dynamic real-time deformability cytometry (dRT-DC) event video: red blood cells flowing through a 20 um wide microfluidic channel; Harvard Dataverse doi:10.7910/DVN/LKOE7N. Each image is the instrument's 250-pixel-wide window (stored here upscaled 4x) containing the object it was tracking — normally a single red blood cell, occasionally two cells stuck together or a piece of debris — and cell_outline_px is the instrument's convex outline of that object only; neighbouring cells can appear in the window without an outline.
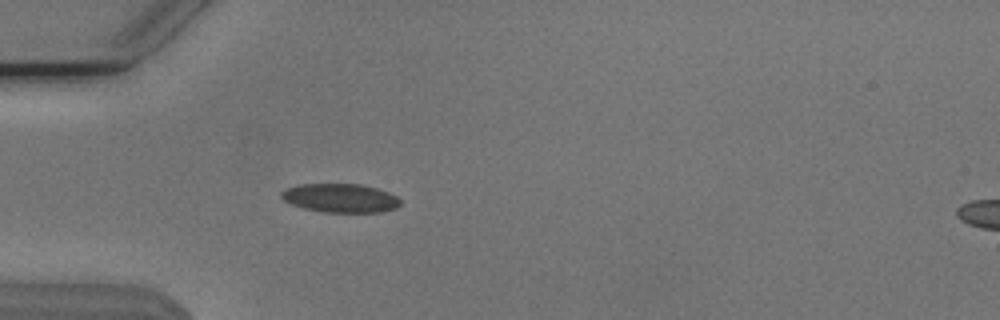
{"species": "Egyptian fruit bat (a non-hibernating species)", "species_latin": "Rousettus aegyptiacus", "temperature_condition": "cold", "stored_images_in_passage": 39, "camera_frame_rate_fps": 3000, "um_per_image_px": 0.085, "animal": {"sex": "male"}, "frame": {"image": 1, "passage_image": 1, "time_ms": 0.0, "image_size_px": [1000, 320], "cell_outline_px": [[400, 204], [396, 208], [380, 212], [324, 212], [304, 208], [292, 204], [284, 200], [280, 196], [280, 192], [288, 188], [300, 184], [360, 184], [376, 188], [388, 192], [396, 196], [400, 200]], "centroid_in_image_um": [28.93, 16.83], "position_along_channel_um": 56.1, "area_um2": 19.83}}
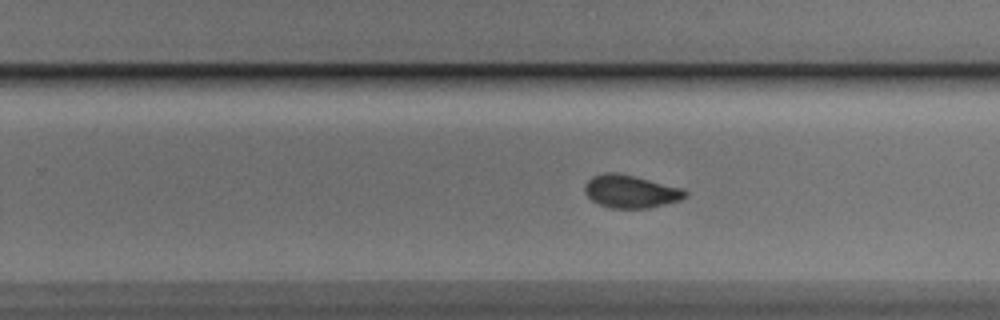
{"frame": {"image": 2, "passage_image": 19, "time_ms": 6.0, "image_size_px": [1000, 320], "cell_outline_px": [[688, 196], [680, 200], [648, 208], [608, 208], [592, 200], [588, 196], [584, 188], [584, 184], [592, 176], [604, 172], [616, 172], [684, 188], [688, 192]], "centroid_in_image_um": [53.62, 16.27], "position_along_channel_um": 276.2, "area_um2": 19.25}}
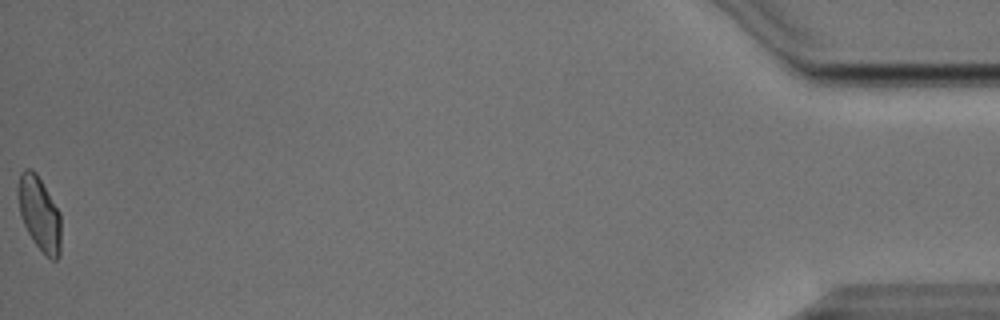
{"frame": {"image": 3, "passage_image": 39, "time_ms": 12.667, "image_size_px": [1000, 320], "cell_outline_px": [[60, 256], [56, 260], [52, 260], [32, 240], [24, 224], [20, 212], [16, 196], [16, 188], [20, 172], [24, 168], [32, 168], [36, 172], [60, 212]], "centroid_in_image_um": [3.32, 18.09], "position_along_channel_um": 431.9, "area_um2": 18.67}, "authors_computed_cell_mechanics": {"area_um2": 19.0162, "velocity_mm_per_s": 3.7936, "shape_relaxation_time_tau1_ms": 3.5723, "shape_relaxation_time_tau2_ms": 1.3442, "deformation_change_tau1": 0.0992, "deformation_change_tau2": 0.05}}